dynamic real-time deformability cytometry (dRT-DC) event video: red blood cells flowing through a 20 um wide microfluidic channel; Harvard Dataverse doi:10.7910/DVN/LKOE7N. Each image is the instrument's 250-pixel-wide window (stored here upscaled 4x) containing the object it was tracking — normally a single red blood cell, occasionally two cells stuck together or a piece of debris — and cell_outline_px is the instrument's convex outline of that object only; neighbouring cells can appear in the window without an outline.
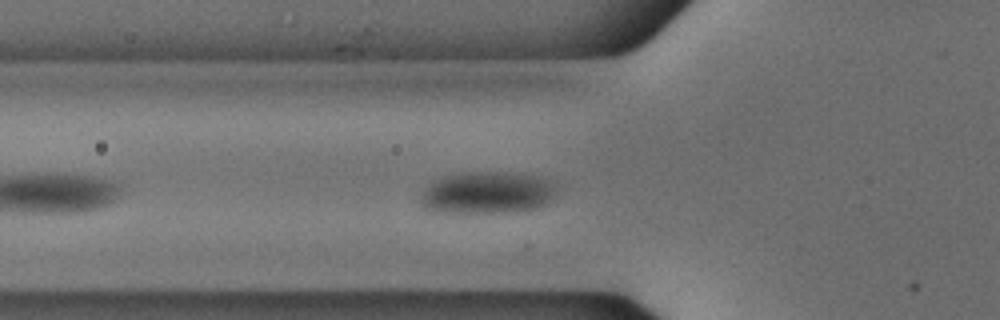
{"species": "common noctule bat (a hibernating species)", "species_latin": "Nyctalus noctula", "temperature_condition": "cold", "stored_images_in_passage": 32, "camera_frame_rate_fps": 3000, "um_per_image_px": 0.085, "animal": {"sex": "male", "body_mass_g": 18.8}, "frame": {"image": 1, "passage_image": 6, "time_ms": 1.667, "image_size_px": [1000, 320], "cell_outline_px": [[560, 192], [548, 204], [536, 208], [516, 212], [432, 212], [424, 208], [420, 200], [424, 188], [436, 180], [444, 176], [460, 172], [508, 172], [536, 176], [548, 180], [556, 184], [560, 188]], "centroid_in_image_um": [41.48, 16.38], "position_along_channel_um": 84.3, "area_um2": 33.93}}
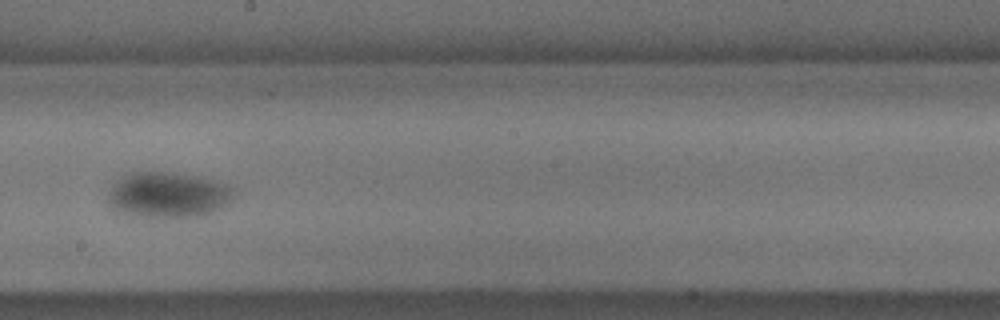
{"frame": {"image": 2, "passage_image": 18, "time_ms": 5.667, "image_size_px": [1000, 320], "cell_outline_px": [[236, 192], [232, 200], [220, 208], [212, 212], [200, 216], [144, 216], [116, 212], [112, 208], [108, 200], [108, 192], [112, 184], [120, 176], [128, 172], [172, 172], [204, 176], [228, 184], [236, 188]], "centroid_in_image_um": [14.31, 16.52], "position_along_channel_um": 233.9, "area_um2": 33.93}}
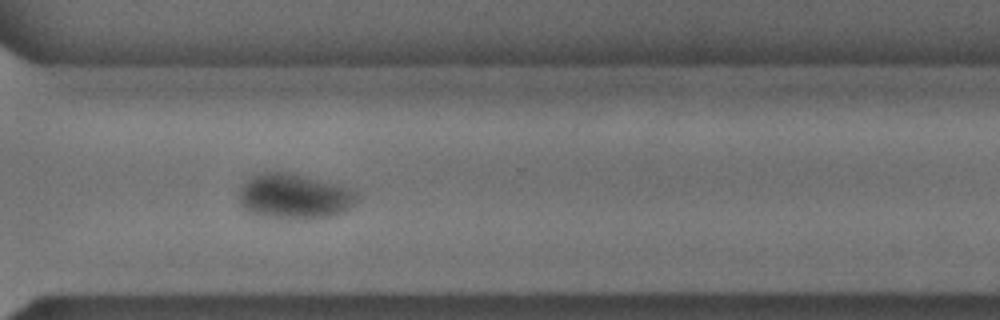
{"frame": {"image": 3, "passage_image": 27, "time_ms": 8.667, "image_size_px": [1000, 320], "cell_outline_px": [[356, 200], [344, 212], [332, 216], [316, 220], [288, 220], [264, 216], [252, 212], [244, 208], [240, 204], [240, 184], [248, 176], [256, 172], [292, 172], [340, 184], [356, 192]], "centroid_in_image_um": [24.99, 16.69], "position_along_channel_um": 345.6, "area_um2": 31.91}}